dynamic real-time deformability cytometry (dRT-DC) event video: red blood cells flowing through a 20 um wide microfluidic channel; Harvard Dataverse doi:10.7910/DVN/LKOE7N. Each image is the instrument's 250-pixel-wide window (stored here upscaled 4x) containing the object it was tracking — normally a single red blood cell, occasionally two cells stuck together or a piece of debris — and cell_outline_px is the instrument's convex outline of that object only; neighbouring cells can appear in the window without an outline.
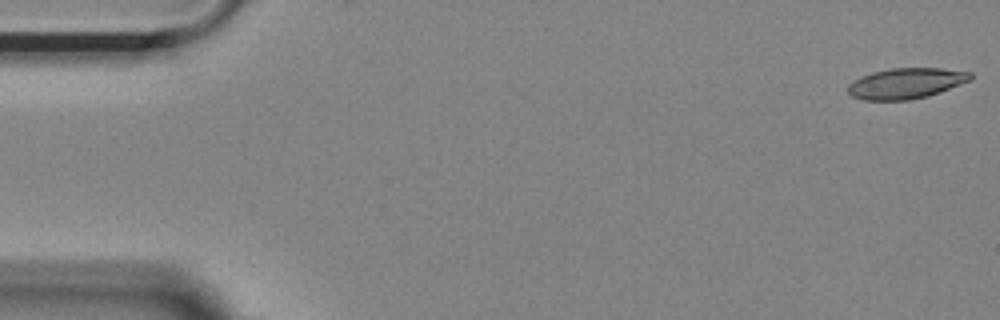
{"species": "Egyptian fruit bat (a non-hibernating species)", "species_latin": "Rousettus aegyptiacus", "temperature_condition": "room temperature", "stored_images_in_passage": 54, "camera_frame_rate_fps": 3000, "um_per_image_px": 0.085, "animal": {"sex": "female"}, "frame": {"image": 1, "passage_image": 1, "time_ms": 0.0, "image_size_px": [1000, 320], "cell_outline_px": [[972, 80], [928, 96], [912, 100], [864, 100], [852, 96], [848, 92], [848, 84], [860, 76], [872, 72], [892, 68], [940, 68], [972, 72]], "centroid_in_image_um": [77.01, 7.08], "position_along_channel_um": 8.0, "area_um2": 21.96}}
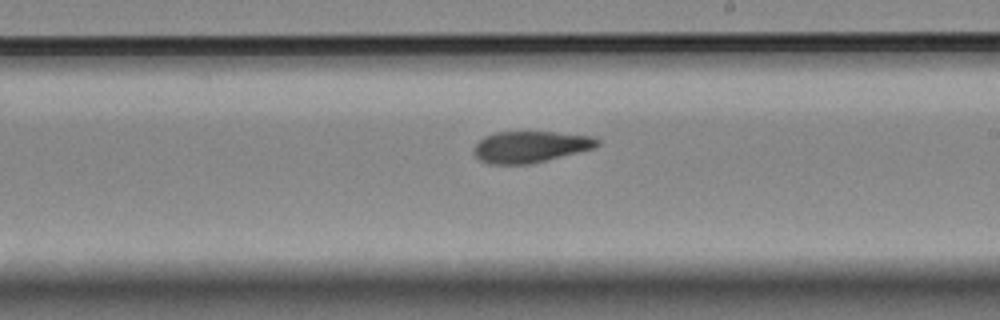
{"frame": {"image": 2, "passage_image": 31, "time_ms": 10.0, "image_size_px": [1000, 320], "cell_outline_px": [[600, 144], [596, 148], [528, 164], [488, 164], [480, 160], [472, 152], [472, 148], [484, 136], [492, 132], [552, 132], [596, 136], [600, 140]], "centroid_in_image_um": [45.08, 12.47], "position_along_channel_um": 243.9, "area_um2": 22.77}}
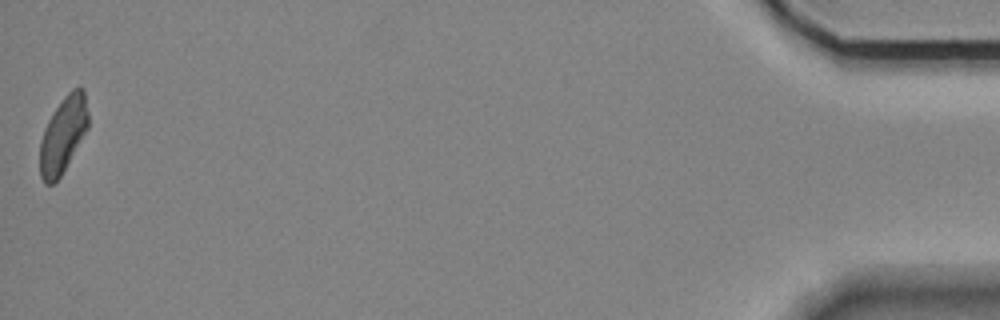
{"frame": {"image": 3, "passage_image": 54, "time_ms": 17.667, "image_size_px": [1000, 320], "cell_outline_px": [[88, 128], [60, 176], [52, 184], [44, 184], [40, 176], [40, 140], [44, 128], [52, 112], [64, 96], [72, 88], [80, 84], [84, 88], [88, 112]], "centroid_in_image_um": [5.36, 11.4], "position_along_channel_um": 429.8, "area_um2": 21.5}, "authors_computed_cell_mechanics": {"area_um2": 23.0044, "velocity_mm_per_s": 3.6494, "shape_relaxation_time_tau1_ms": null, "shape_relaxation_time_tau2_ms": 5.5988, "deformation_change_tau1": null, "deformation_change_tau2": 0.1297}}